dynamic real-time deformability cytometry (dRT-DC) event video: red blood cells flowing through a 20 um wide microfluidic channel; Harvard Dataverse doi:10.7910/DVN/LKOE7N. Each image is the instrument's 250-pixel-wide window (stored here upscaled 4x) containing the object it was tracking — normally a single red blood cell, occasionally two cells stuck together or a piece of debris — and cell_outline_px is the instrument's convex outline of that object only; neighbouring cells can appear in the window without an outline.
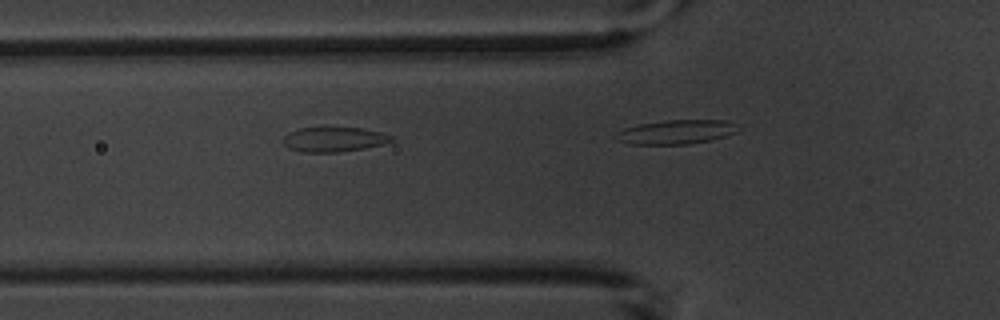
{"species": "common noctule bat (a hibernating species)", "species_latin": "Nyctalus noctula", "temperature_condition": "warm", "stored_images_in_passage": 6, "camera_frame_rate_fps": 3000, "um_per_image_px": 0.085, "animal": {"sex": "male", "body_mass_g": 20.1, "forearm_length_mm": 53.5}, "frame": {"image": 1, "passage_image": 2, "time_ms": 1.0, "image_size_px": [1000, 320], "cell_outline_px": [[396, 140], [364, 148], [336, 152], [300, 152], [288, 148], [284, 144], [284, 136], [288, 132], [300, 128], [324, 124], [364, 128], [380, 132], [392, 136]], "centroid_in_image_um": [28.34, 11.79], "position_along_channel_um": 97.5, "area_um2": 16.36}}
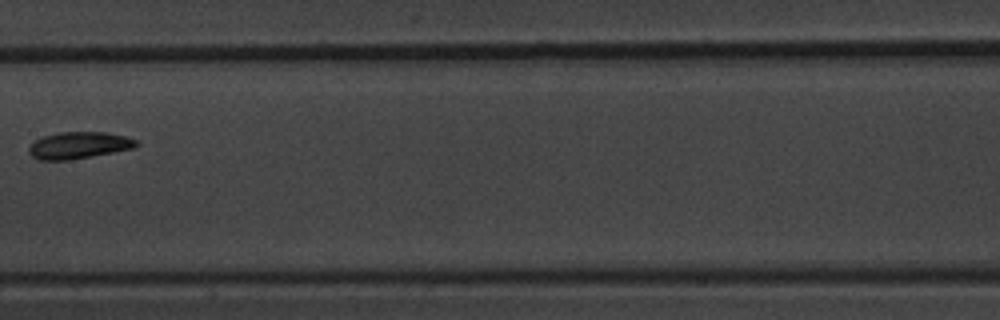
{"frame": {"image": 2, "passage_image": 5, "time_ms": 4.667, "image_size_px": [1000, 320], "cell_outline_px": [[140, 144], [132, 148], [112, 152], [68, 160], [40, 160], [32, 156], [28, 152], [28, 148], [36, 140], [44, 136], [60, 132], [108, 132], [124, 136], [136, 140]], "centroid_in_image_um": [6.69, 12.34], "position_along_channel_um": 200.7, "area_um2": 16.53}}
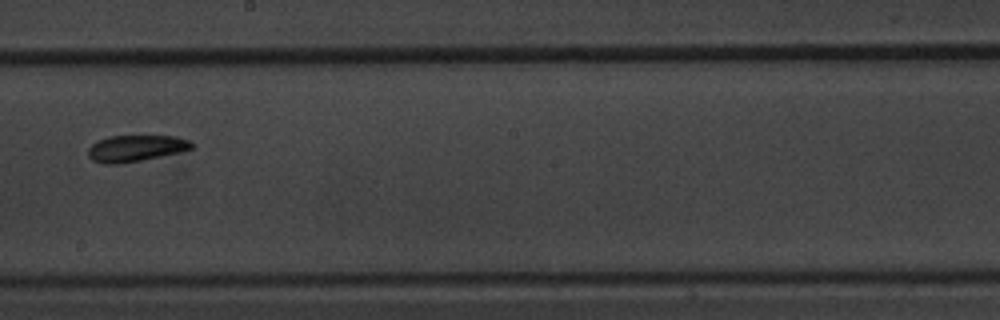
{"frame": {"image": 3, "passage_image": 6, "time_ms": 5.667, "image_size_px": [1000, 320], "cell_outline_px": [[196, 144], [192, 148], [184, 152], [140, 160], [116, 164], [104, 164], [92, 160], [88, 156], [88, 148], [96, 140], [108, 136], [176, 136], [192, 140]], "centroid_in_image_um": [11.58, 12.59], "position_along_channel_um": 236.6, "area_um2": 16.24}}